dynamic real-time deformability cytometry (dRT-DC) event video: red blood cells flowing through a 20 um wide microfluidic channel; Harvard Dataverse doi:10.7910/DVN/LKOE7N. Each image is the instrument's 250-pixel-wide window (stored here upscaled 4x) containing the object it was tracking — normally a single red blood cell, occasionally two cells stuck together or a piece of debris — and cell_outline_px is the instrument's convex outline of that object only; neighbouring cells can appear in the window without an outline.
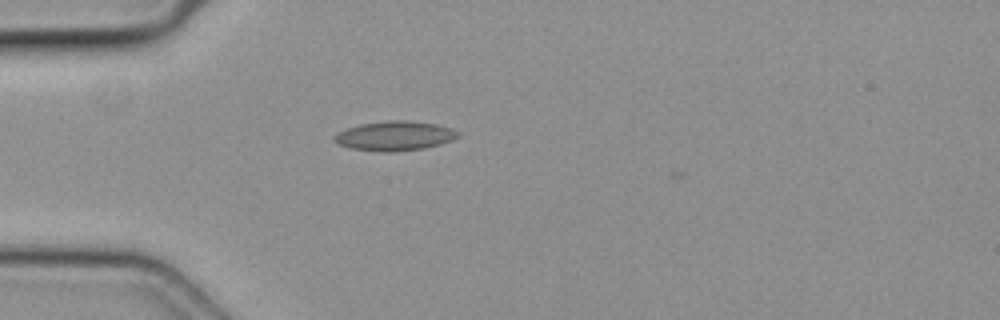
{"species": "common noctule bat (a hibernating species)", "species_latin": "Nyctalus noctula", "temperature_condition": "cold", "stored_images_in_passage": 3, "camera_frame_rate_fps": 3000, "um_per_image_px": 0.085, "animal": {"sex": "female", "body_mass_g": 19.3, "forearm_length_mm": 54.1}, "frame": {"image": 1, "passage_image": 2, "time_ms": 0.333, "image_size_px": [1000, 320], "cell_outline_px": [[460, 136], [452, 140], [440, 144], [424, 148], [392, 152], [384, 152], [352, 148], [340, 144], [332, 136], [348, 128], [360, 124], [388, 120], [408, 120], [436, 124], [452, 128], [460, 132]], "centroid_in_image_um": [33.61, 11.54], "position_along_channel_um": 51.4, "area_um2": 21.1}}